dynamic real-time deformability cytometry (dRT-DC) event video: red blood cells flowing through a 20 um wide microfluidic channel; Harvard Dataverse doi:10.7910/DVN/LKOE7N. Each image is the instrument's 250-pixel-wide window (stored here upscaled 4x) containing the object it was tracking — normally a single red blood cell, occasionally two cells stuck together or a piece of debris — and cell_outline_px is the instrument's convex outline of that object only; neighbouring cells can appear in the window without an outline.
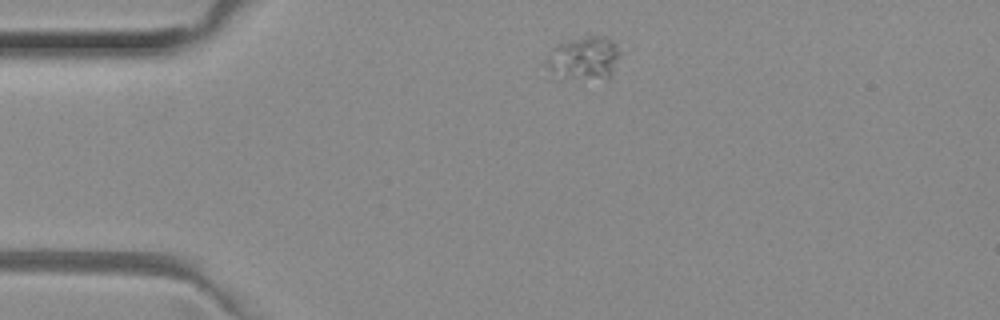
{"species": "common noctule bat (a hibernating species)", "species_latin": "Nyctalus noctula", "temperature_condition": "room temperature", "stored_images_in_passage": 42, "camera_frame_rate_fps": 3000, "um_per_image_px": 0.085, "animal": {"sex": "female", "body_mass_g": 29.2, "forearm_length_mm": 56.3}, "frame": {"image": 1, "passage_image": 1, "time_ms": 0.0, "image_size_px": [1000, 320], "cell_outline_px": [[620, 52], [612, 72], [608, 80], [548, 80], [544, 64], [548, 56], [556, 44], [568, 40], [588, 36], [604, 36], [612, 40], [616, 44]], "centroid_in_image_um": [49.51, 5.05], "position_along_channel_um": 35.5, "area_um2": 19.83}}
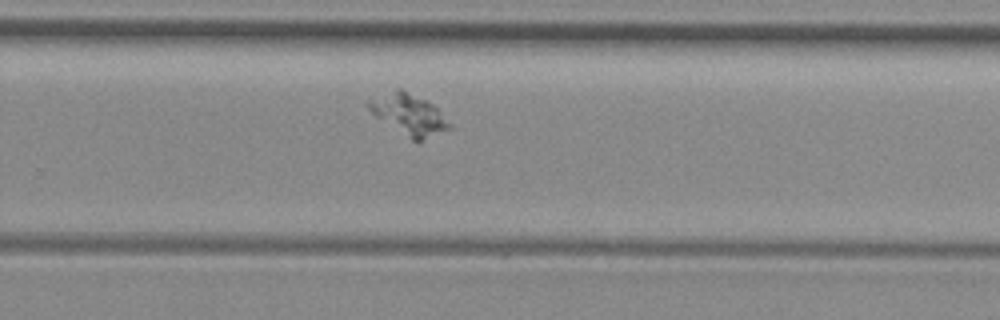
{"frame": {"image": 2, "passage_image": 24, "time_ms": 7.667, "image_size_px": [1000, 320], "cell_outline_px": [[452, 128], [420, 140], [412, 140], [376, 116], [364, 104], [364, 100], [396, 88], [400, 88], [432, 104], [452, 124]], "centroid_in_image_um": [34.7, 9.69], "position_along_channel_um": 295.1, "area_um2": 18.96}}
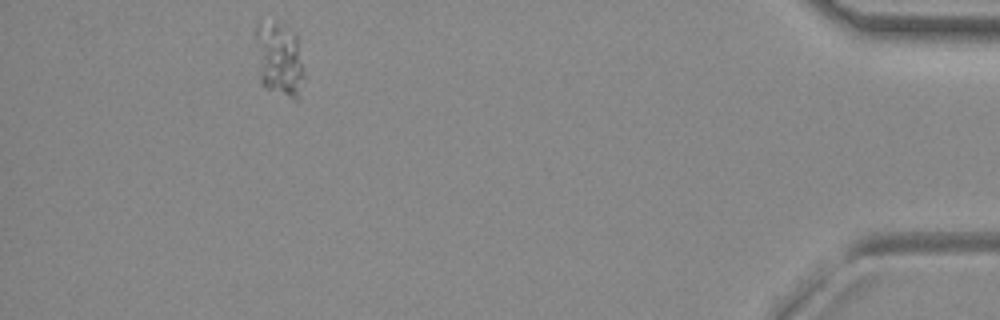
{"frame": {"image": 3, "passage_image": 38, "time_ms": 12.333, "image_size_px": [1000, 320], "cell_outline_px": [[304, 76], [300, 100], [296, 100], [268, 88], [260, 84], [256, 40], [256, 20], [260, 20], [276, 24], [284, 28], [296, 36], [304, 72]], "centroid_in_image_um": [23.73, 5.09], "position_along_channel_um": 411.5, "area_um2": 20.69}}